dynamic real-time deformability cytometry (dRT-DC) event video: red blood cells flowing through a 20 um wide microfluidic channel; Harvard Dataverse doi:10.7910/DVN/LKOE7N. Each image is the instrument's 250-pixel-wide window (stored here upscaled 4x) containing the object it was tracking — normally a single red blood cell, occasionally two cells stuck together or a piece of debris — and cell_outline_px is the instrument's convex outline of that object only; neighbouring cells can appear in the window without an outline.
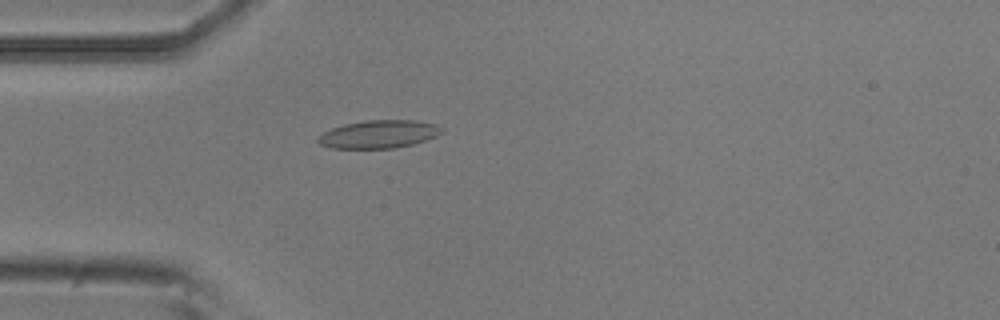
{"species": "common noctule bat (a hibernating species)", "species_latin": "Nyctalus noctula", "temperature_condition": "room temperature", "stored_images_in_passage": 39, "camera_frame_rate_fps": 3000, "um_per_image_px": 0.085, "animal": {"sex": "male", "body_mass_g": 20.5, "forearm_length_mm": 52.5}, "frame": {"image": 1, "passage_image": 2, "time_ms": 0.333, "image_size_px": [1000, 320], "cell_outline_px": [[444, 132], [436, 136], [412, 144], [396, 148], [332, 148], [320, 144], [316, 140], [316, 136], [332, 128], [344, 124], [368, 120], [416, 120], [436, 124], [444, 128]], "centroid_in_image_um": [32.21, 11.4], "position_along_channel_um": 52.8, "area_um2": 20.23}}
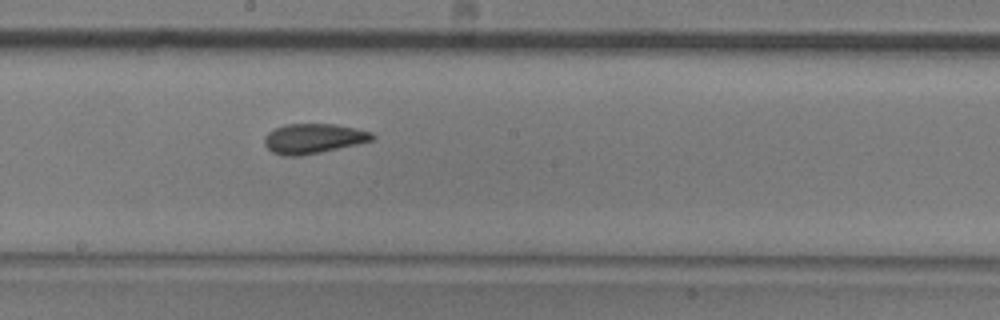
{"frame": {"image": 2, "passage_image": 16, "time_ms": 5.0, "image_size_px": [1000, 320], "cell_outline_px": [[376, 136], [372, 140], [356, 144], [320, 152], [300, 156], [284, 156], [272, 152], [264, 144], [264, 140], [268, 132], [284, 124], [336, 124], [356, 128], [372, 132]], "centroid_in_image_um": [26.63, 11.77], "position_along_channel_um": 221.6, "area_um2": 18.67}}
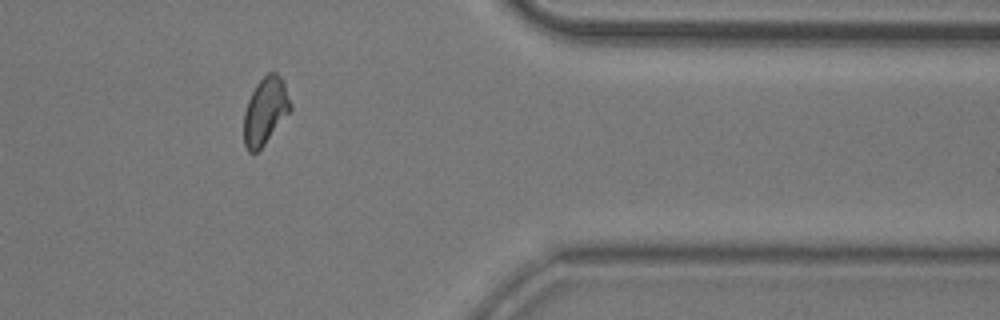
{"frame": {"image": 3, "passage_image": 31, "time_ms": 10.0, "image_size_px": [1000, 320], "cell_outline_px": [[292, 108], [264, 144], [256, 152], [248, 152], [244, 144], [244, 112], [248, 100], [256, 84], [268, 72], [276, 72], [280, 76], [284, 84], [292, 104]], "centroid_in_image_um": [22.54, 9.41], "position_along_channel_um": 388.9, "area_um2": 17.92}, "authors_computed_cell_mechanics": {"area_um2": 18.3804, "velocity_mm_per_s": 3.7408, "shape_relaxation_time_tau1_ms": 7.3982, "shape_relaxation_time_tau2_ms": 1.8426, "deformation_change_tau1": 0.1576, "deformation_change_tau2": 0.0752}}